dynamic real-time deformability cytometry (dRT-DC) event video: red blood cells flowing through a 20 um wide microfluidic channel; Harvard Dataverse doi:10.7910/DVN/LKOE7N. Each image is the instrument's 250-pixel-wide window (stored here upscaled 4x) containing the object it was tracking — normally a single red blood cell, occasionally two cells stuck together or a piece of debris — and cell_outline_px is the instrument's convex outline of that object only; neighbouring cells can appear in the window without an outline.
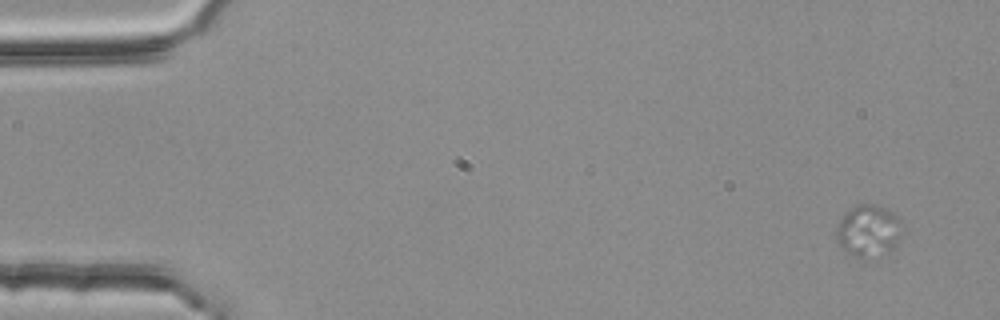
{"species": "common noctule bat (a hibernating species)", "species_latin": "Nyctalus noctula", "temperature_condition": "room temperature", "stored_images_in_passage": 4, "segment_of_instrument_passage": [1, 2], "camera_frame_rate_fps": 3000, "um_per_image_px": 0.085, "animal": {"sex": "female", "body_mass_g": 25.1}, "frame": {"image": 1, "passage_image": 1, "time_ms": 0.0, "image_size_px": [1000, 320], "cell_outline_px": [[900, 232], [892, 248], [860, 260], [844, 248], [836, 240], [836, 228], [840, 220], [856, 204], [876, 204], [892, 212], [900, 220]], "centroid_in_image_um": [73.77, 19.58], "position_along_channel_um": 11.2, "area_um2": 19.07}}